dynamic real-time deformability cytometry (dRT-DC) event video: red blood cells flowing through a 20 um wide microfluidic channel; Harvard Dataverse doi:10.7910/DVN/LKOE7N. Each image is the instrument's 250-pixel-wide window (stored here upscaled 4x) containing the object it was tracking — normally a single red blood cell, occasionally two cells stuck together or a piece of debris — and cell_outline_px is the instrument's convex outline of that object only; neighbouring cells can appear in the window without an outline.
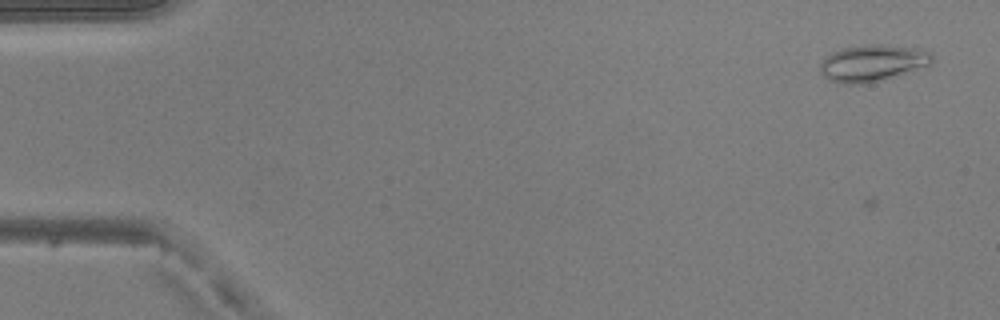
{"species": "common noctule bat (a hibernating species)", "species_latin": "Nyctalus noctula", "temperature_condition": "warm", "stored_images_in_passage": 12, "camera_frame_rate_fps": 3000, "um_per_image_px": 0.085, "animal": {"sex": "male", "body_mass_g": 20.5, "forearm_length_mm": 52.5}, "frame": {"image": 1, "passage_image": 7, "time_ms": 2.0, "image_size_px": [1000, 320], "cell_outline_px": [[932, 60], [928, 64], [876, 80], [860, 84], [844, 84], [832, 80], [824, 76], [820, 72], [820, 64], [832, 52], [840, 48], [864, 44], [880, 44], [916, 48], [932, 52]], "centroid_in_image_um": [74.09, 5.32], "position_along_channel_um": 10.9, "area_um2": 23.06}}